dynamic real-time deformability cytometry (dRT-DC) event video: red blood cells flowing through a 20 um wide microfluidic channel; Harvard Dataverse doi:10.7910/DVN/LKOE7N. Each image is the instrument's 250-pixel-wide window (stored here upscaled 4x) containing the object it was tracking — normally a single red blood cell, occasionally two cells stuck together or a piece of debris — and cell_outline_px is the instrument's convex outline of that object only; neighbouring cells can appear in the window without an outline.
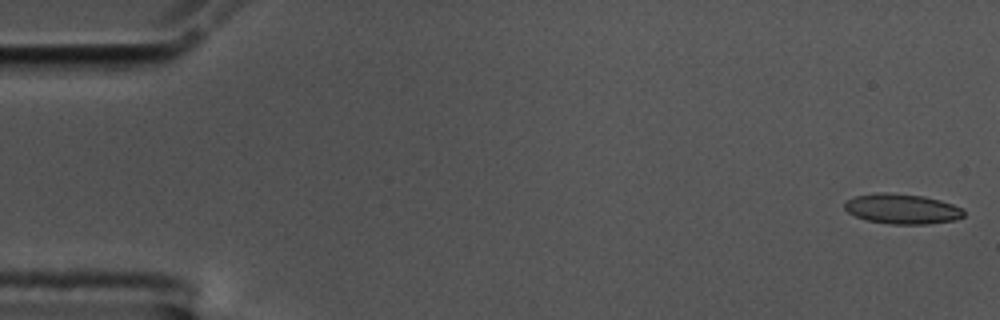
{"species": "common noctule bat (a hibernating species)", "species_latin": "Nyctalus noctula", "temperature_condition": "cold", "stored_images_in_passage": 56, "camera_frame_rate_fps": 3000, "um_per_image_px": 0.085, "animal": {"sex": "male", "body_mass_g": 17.5, "forearm_length_mm": 52.3}, "frame": {"image": 1, "passage_image": 1, "time_ms": 0.0, "image_size_px": [1000, 320], "cell_outline_px": [[964, 216], [956, 220], [928, 224], [892, 224], [864, 220], [848, 212], [844, 208], [844, 204], [848, 200], [856, 196], [876, 192], [888, 192], [924, 196], [940, 200], [964, 208]], "centroid_in_image_um": [76.7, 17.75], "position_along_channel_um": 8.3, "area_um2": 21.04}}
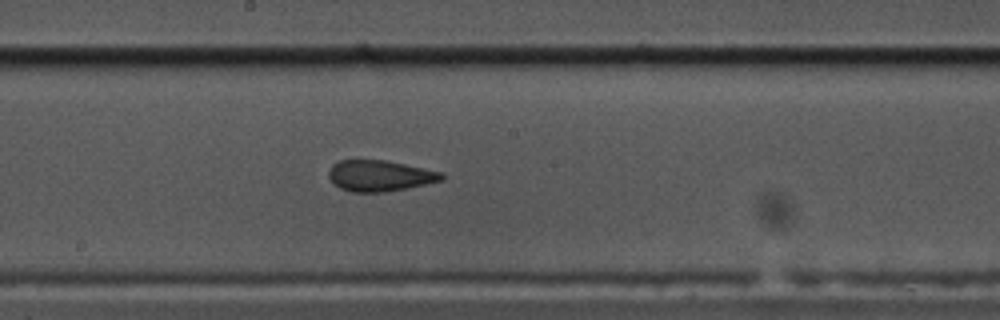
{"frame": {"image": 2, "passage_image": 30, "time_ms": 9.667, "image_size_px": [1000, 320], "cell_outline_px": [[444, 180], [384, 192], [352, 192], [340, 188], [328, 176], [328, 172], [332, 164], [340, 160], [384, 160], [444, 172]], "centroid_in_image_um": [32.28, 14.93], "position_along_channel_um": 215.9, "area_um2": 20.23}}
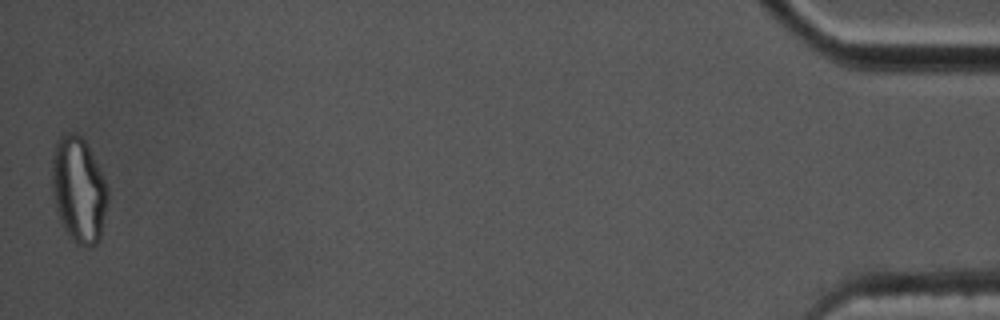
{"frame": {"image": 3, "passage_image": 56, "time_ms": 18.333, "image_size_px": [1000, 320], "cell_outline_px": [[108, 200], [100, 240], [96, 244], [88, 248], [76, 244], [72, 240], [64, 228], [60, 220], [56, 208], [52, 192], [52, 156], [56, 140], [64, 132], [76, 132], [84, 140], [108, 188]], "centroid_in_image_um": [6.67, 16.16], "position_along_channel_um": 428.5, "area_um2": 34.33}, "authors_computed_cell_mechanics": {"area_um2": 21.0392, "velocity_mm_per_s": 3.5356, "shape_relaxation_time_tau1_ms": null, "shape_relaxation_time_tau2_ms": 1.1693, "deformation_change_tau1": null, "deformation_change_tau2": 0.0933}}